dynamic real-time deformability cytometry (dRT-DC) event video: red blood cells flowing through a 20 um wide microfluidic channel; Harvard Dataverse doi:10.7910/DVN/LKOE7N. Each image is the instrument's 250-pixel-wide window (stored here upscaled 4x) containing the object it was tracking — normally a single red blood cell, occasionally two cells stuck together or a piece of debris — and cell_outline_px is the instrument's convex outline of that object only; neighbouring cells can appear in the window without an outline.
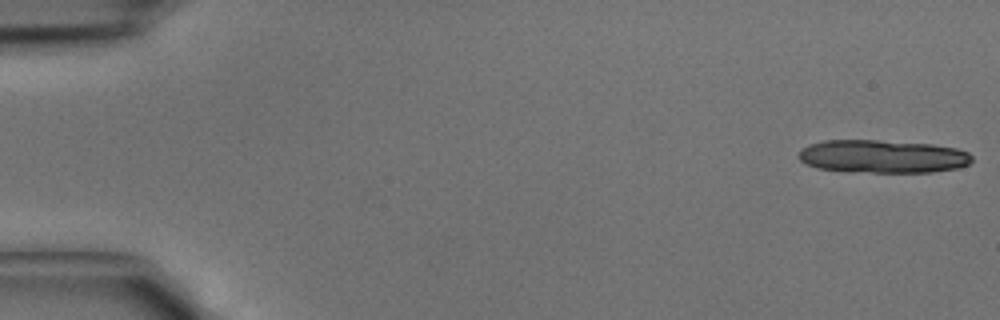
{"species": "common noctule bat (a hibernating species)", "species_latin": "Nyctalus noctula", "temperature_condition": "cold", "stored_images_in_passage": 16, "camera_frame_rate_fps": 3000, "um_per_image_px": 0.085, "animal": {"sex": "male", "body_mass_g": 15.6}, "frame": {"image": 1, "passage_image": 1, "time_ms": 0.0, "image_size_px": [1000, 320], "cell_outline_px": [[972, 160], [968, 164], [956, 168], [932, 172], [848, 172], [816, 168], [800, 160], [800, 148], [808, 144], [824, 140], [876, 140], [932, 144], [956, 148], [968, 152], [972, 156]], "centroid_in_image_um": [75.0, 13.29], "position_along_channel_um": 10.0, "area_um2": 33.52}}
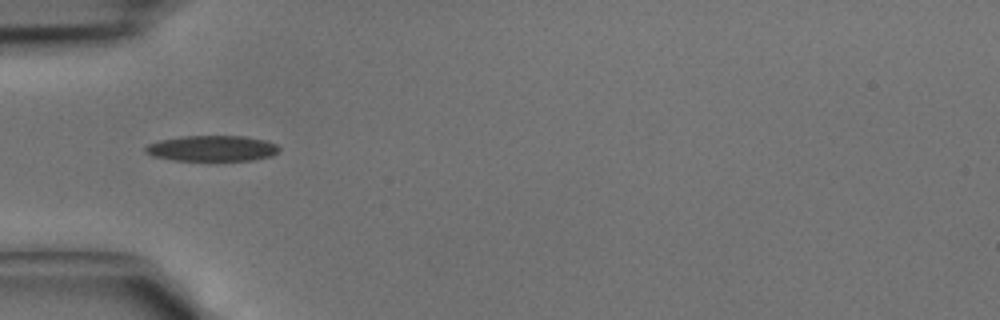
{"frame": {"image": 2, "passage_image": 14, "time_ms": 4.333, "image_size_px": [1000, 320], "cell_outline_px": [[280, 148], [272, 156], [252, 160], [172, 160], [152, 156], [144, 152], [144, 148], [148, 144], [160, 140], [180, 136], [244, 136], [264, 140], [276, 144]], "centroid_in_image_um": [17.99, 12.61], "position_along_channel_um": 67.0, "area_um2": 20.0}}